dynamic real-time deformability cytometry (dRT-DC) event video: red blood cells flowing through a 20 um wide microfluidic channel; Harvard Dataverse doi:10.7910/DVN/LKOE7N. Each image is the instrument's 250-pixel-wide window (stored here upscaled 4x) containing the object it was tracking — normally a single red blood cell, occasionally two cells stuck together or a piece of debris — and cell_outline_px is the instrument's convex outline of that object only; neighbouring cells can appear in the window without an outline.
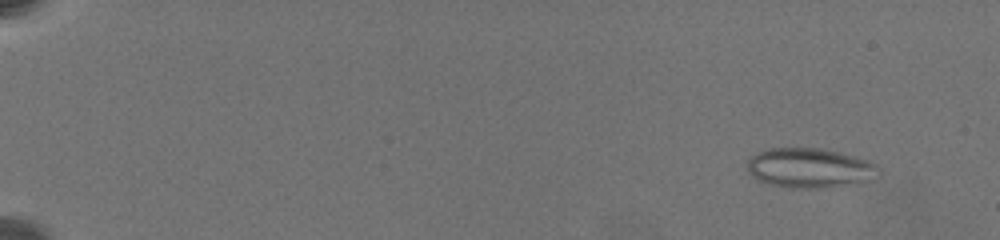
{"species": "common noctule bat (a hibernating species)", "species_latin": "Nyctalus noctula", "temperature_condition": "warm", "stored_images_in_passage": 45, "camera_frame_rate_fps": 3000, "um_per_image_px": 0.085, "animal": {"sex": "female", "body_mass_g": 19.5, "forearm_length_mm": 54.1}, "frame": {"image": 1, "passage_image": 13, "time_ms": 2.0, "image_size_px": [1000, 240], "cell_outline_px": [[876, 164], [860, 180], [820, 188], [792, 188], [772, 184], [756, 180], [748, 172], [748, 160], [756, 152], [768, 148], [820, 148], [840, 152], [868, 160]], "centroid_in_image_um": [68.58, 14.23], "position_along_channel_um": 16.4, "area_um2": 28.96}}
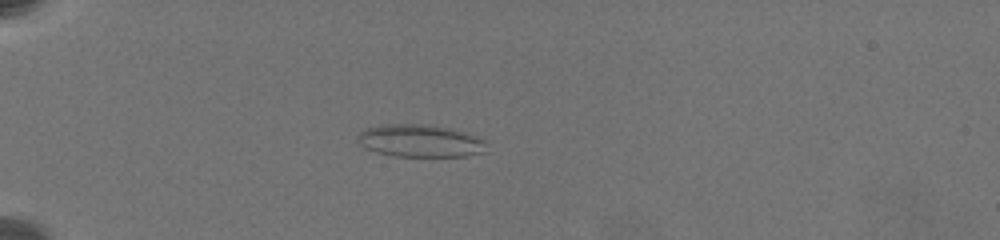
{"frame": {"image": 2, "passage_image": 40, "time_ms": 7.0, "image_size_px": [1000, 240], "cell_outline_px": [[488, 140], [484, 152], [464, 156], [396, 156], [376, 152], [360, 144], [356, 140], [356, 136], [364, 128], [380, 124], [424, 124], [448, 128], [468, 132]], "centroid_in_image_um": [35.72, 11.96], "position_along_channel_um": 49.3, "area_um2": 24.68}}